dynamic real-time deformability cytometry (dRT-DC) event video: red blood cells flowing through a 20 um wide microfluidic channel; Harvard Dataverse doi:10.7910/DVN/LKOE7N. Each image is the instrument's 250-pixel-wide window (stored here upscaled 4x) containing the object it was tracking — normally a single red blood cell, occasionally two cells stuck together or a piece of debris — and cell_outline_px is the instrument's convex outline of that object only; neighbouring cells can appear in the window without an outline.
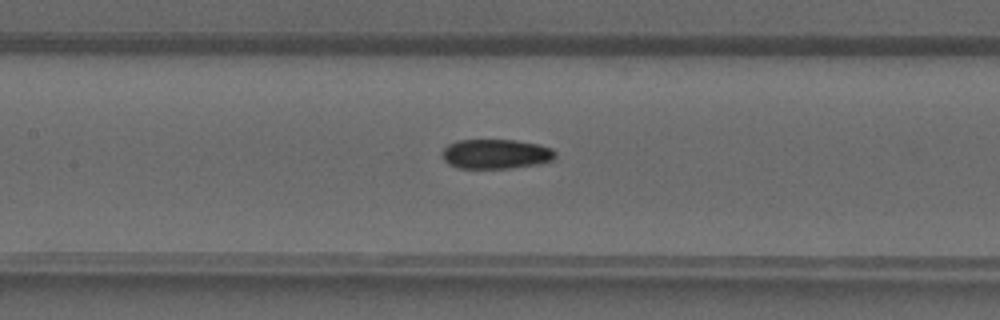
{"species": "common noctule bat (a hibernating species)", "species_latin": "Nyctalus noctula", "temperature_condition": "warm", "stored_images_in_passage": 32, "camera_frame_rate_fps": 3000, "um_per_image_px": 0.085, "animal": {"sex": "male", "forearm_length_mm": 52.5}, "frame": {"image": 1, "passage_image": 10, "time_ms": 3.0, "image_size_px": [1000, 320], "cell_outline_px": [[556, 156], [552, 160], [540, 164], [512, 168], [456, 168], [448, 164], [444, 160], [444, 148], [448, 144], [460, 140], [516, 140], [536, 144], [552, 148], [556, 152]], "centroid_in_image_um": [42.17, 13.1], "position_along_channel_um": 165.2, "area_um2": 19.54}}
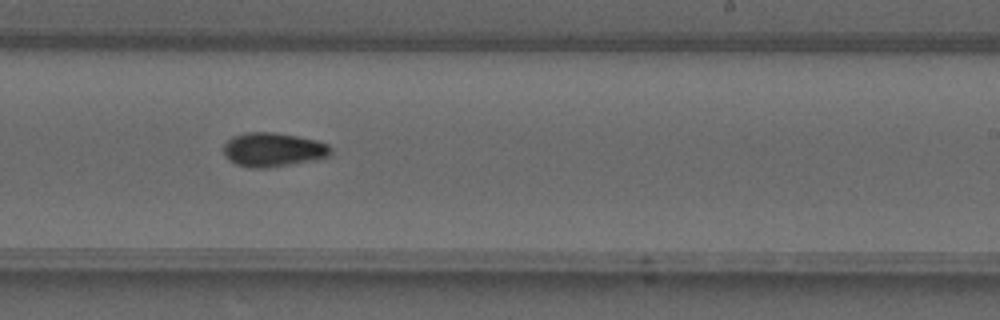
{"frame": {"image": 2, "passage_image": 16, "time_ms": 5.0, "image_size_px": [1000, 320], "cell_outline_px": [[332, 152], [328, 156], [312, 160], [264, 168], [248, 168], [236, 164], [228, 160], [224, 152], [224, 144], [232, 136], [248, 132], [272, 132], [296, 136], [316, 140], [328, 144], [332, 148]], "centroid_in_image_um": [23.19, 12.72], "position_along_channel_um": 265.8, "area_um2": 21.1}}
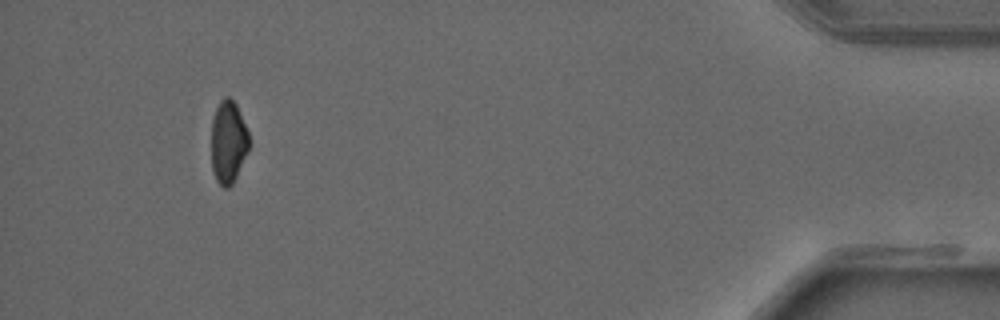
{"frame": {"image": 3, "passage_image": 29, "time_ms": 9.333, "image_size_px": [1000, 320], "cell_outline_px": [[248, 152], [232, 184], [228, 188], [224, 188], [216, 180], [212, 168], [212, 120], [216, 108], [220, 100], [224, 96], [228, 96], [236, 104], [248, 132]], "centroid_in_image_um": [19.39, 12.06], "position_along_channel_um": 415.8, "area_um2": 17.98}}